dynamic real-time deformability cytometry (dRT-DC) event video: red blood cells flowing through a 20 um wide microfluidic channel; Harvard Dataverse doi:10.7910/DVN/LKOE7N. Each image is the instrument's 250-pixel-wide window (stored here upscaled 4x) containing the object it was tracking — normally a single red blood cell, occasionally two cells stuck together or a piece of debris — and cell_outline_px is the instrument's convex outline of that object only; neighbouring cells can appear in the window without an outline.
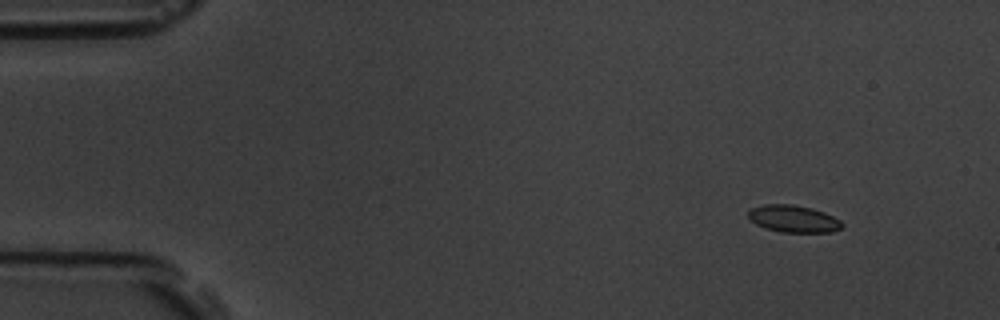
{"species": "common noctule bat (a hibernating species)", "species_latin": "Nyctalus noctula", "temperature_condition": "room temperature", "stored_images_in_passage": 6, "segment_of_instrument_passage": [1, 2], "camera_frame_rate_fps": 3000, "um_per_image_px": 0.085, "animal": {"sex": "male", "body_mass_g": 19.5, "forearm_length_mm": 54.6}, "frame": {"image": 1, "passage_image": 2, "time_ms": 1.0, "image_size_px": [1000, 320], "cell_outline_px": [[844, 224], [840, 228], [832, 232], [780, 232], [764, 228], [756, 224], [748, 216], [748, 212], [752, 208], [764, 204], [792, 204], [812, 208], [824, 212], [840, 220]], "centroid_in_image_um": [67.44, 18.6], "position_along_channel_um": 17.6, "area_um2": 14.8}}